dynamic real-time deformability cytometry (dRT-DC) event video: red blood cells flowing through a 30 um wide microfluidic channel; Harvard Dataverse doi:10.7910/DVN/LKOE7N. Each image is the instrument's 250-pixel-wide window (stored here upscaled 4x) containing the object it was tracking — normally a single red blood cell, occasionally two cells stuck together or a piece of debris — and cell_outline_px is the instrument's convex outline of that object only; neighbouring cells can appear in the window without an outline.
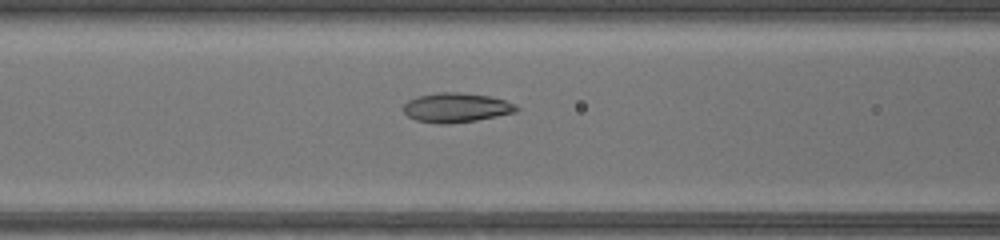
{"species": "common noctule bat (a hibernating species)", "species_latin": "Nyctalus noctula", "temperature_condition": "warm", "stored_images_in_passage": 40, "camera_frame_rate_fps": 3000, "um_per_image_px": 0.085, "animal": {"sex": "female", "body_mass_g": 17.0, "forearm_length_mm": 48.0}, "frame": {"image": 1, "passage_image": 14, "time_ms": 4.333, "image_size_px": [1000, 240], "cell_outline_px": [[520, 108], [516, 112], [476, 120], [448, 124], [436, 124], [416, 120], [408, 116], [404, 112], [404, 104], [408, 100], [416, 96], [436, 92], [460, 92], [488, 96], [504, 100]], "centroid_in_image_um": [38.73, 9.14], "position_along_channel_um": 127.9, "area_um2": 19.36}}
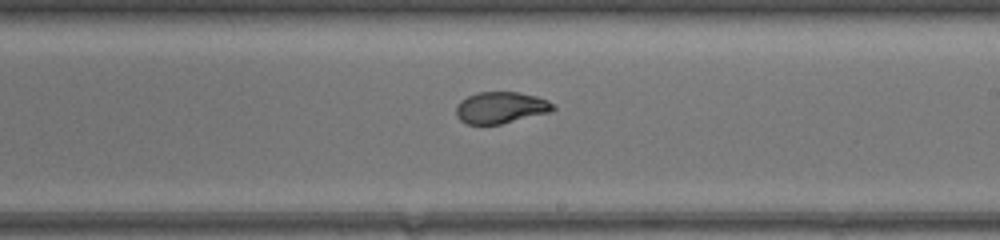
{"frame": {"image": 2, "passage_image": 22, "time_ms": 7.0, "image_size_px": [1000, 240], "cell_outline_px": [[556, 108], [552, 112], [500, 124], [468, 124], [460, 120], [456, 116], [456, 104], [460, 100], [476, 92], [520, 92], [536, 96], [548, 100], [556, 104]], "centroid_in_image_um": [42.59, 9.14], "position_along_channel_um": 246.4, "area_um2": 18.09}}
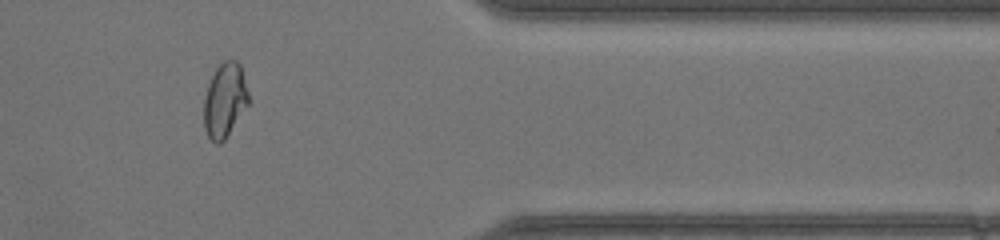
{"frame": {"image": 3, "passage_image": 33, "time_ms": 10.667, "image_size_px": [1000, 240], "cell_outline_px": [[252, 100], [224, 140], [220, 144], [216, 144], [208, 136], [204, 128], [204, 96], [208, 84], [216, 68], [224, 60], [236, 60], [240, 64]], "centroid_in_image_um": [19.13, 8.51], "position_along_channel_um": 392.3, "area_um2": 19.65}}